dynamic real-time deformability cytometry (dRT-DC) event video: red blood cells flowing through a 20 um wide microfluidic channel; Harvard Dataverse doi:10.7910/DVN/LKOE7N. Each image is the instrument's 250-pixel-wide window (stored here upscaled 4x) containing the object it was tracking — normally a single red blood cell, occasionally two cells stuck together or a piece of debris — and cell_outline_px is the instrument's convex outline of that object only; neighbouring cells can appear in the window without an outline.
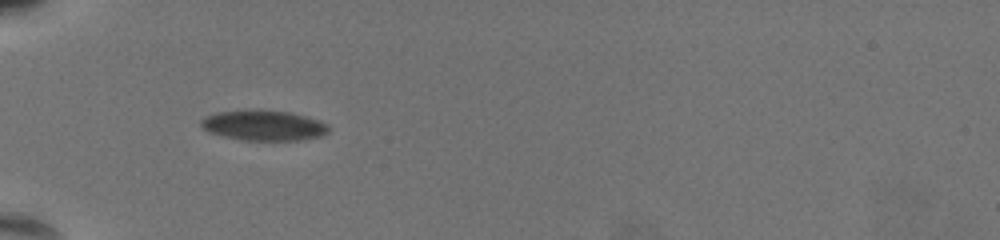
{"species": "common noctule bat (a hibernating species)", "species_latin": "Nyctalus noctula", "temperature_condition": "warm", "stored_images_in_passage": 39, "camera_frame_rate_fps": 3000, "um_per_image_px": 0.085, "animal": {"sex": "female", "body_mass_g": 19.5, "forearm_length_mm": 54.1}, "frame": {"image": 1, "passage_image": 1, "time_ms": 0.0, "image_size_px": [1000, 240], "cell_outline_px": [[328, 132], [320, 136], [300, 140], [240, 140], [224, 136], [212, 132], [204, 128], [200, 124], [200, 120], [208, 116], [220, 112], [288, 112], [304, 116], [316, 120], [324, 124], [328, 128]], "centroid_in_image_um": [22.42, 10.7], "position_along_channel_um": 62.6, "area_um2": 21.27}}
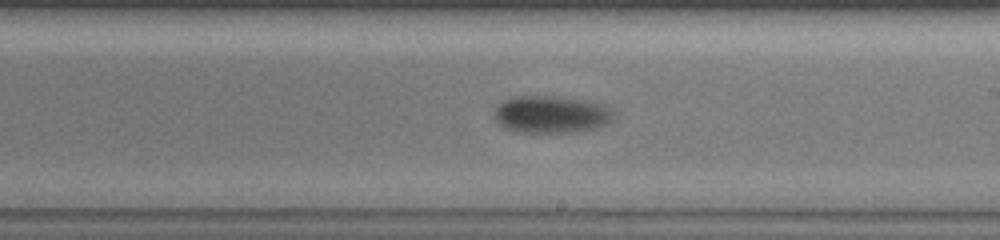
{"frame": {"image": 2, "passage_image": 17, "time_ms": 5.333, "image_size_px": [1000, 240], "cell_outline_px": [[612, 120], [596, 128], [572, 132], [516, 132], [504, 128], [496, 120], [496, 108], [504, 100], [516, 96], [548, 96], [584, 100], [596, 104], [612, 112]], "centroid_in_image_um": [46.78, 9.74], "position_along_channel_um": 242.2, "area_um2": 25.2}}
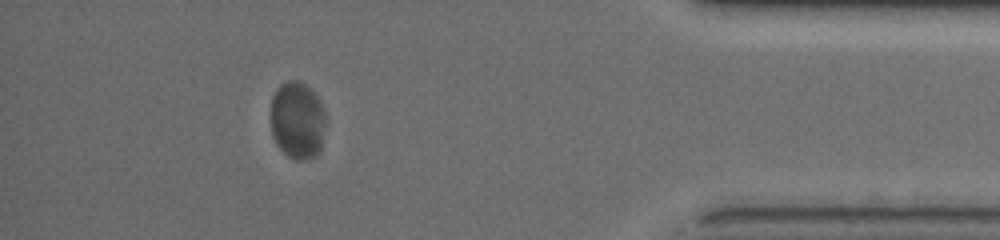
{"frame": {"image": 3, "passage_image": 34, "time_ms": 11.0, "image_size_px": [1000, 240], "cell_outline_px": [[324, 136], [320, 148], [312, 156], [288, 156], [276, 144], [272, 132], [272, 96], [276, 88], [280, 84], [288, 80], [296, 80], [304, 84], [316, 96], [324, 112]], "centroid_in_image_um": [25.25, 10.16], "position_along_channel_um": 409.9, "area_um2": 23.87}, "authors_computed_cell_mechanics": {"area_um2": 24.4494, "velocity_mm_per_s": 3.597, "shape_relaxation_time_tau1_ms": 1.9038, "shape_relaxation_time_tau2_ms": null, "deformation_change_tau1": 0.0871, "deformation_change_tau2": null}}